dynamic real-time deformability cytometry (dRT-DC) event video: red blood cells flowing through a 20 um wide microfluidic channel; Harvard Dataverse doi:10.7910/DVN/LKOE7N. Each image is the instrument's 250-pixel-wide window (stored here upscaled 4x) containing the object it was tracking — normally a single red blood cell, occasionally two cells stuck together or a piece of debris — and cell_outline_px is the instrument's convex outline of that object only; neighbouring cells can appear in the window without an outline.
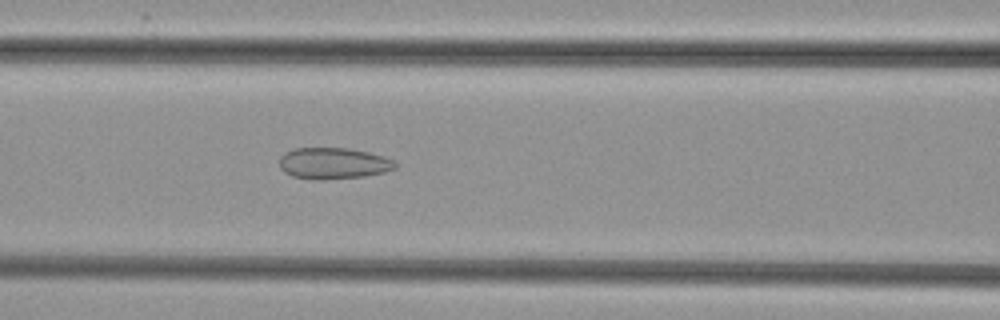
{"species": "common noctule bat (a hibernating species)", "species_latin": "Nyctalus noctula", "temperature_condition": "cold", "stored_images_in_passage": 50, "camera_frame_rate_fps": 3000, "um_per_image_px": 0.085, "animal": {"sex": "female", "body_mass_g": 29.2, "forearm_length_mm": 56.3}, "frame": {"image": 1, "passage_image": 20, "time_ms": 6.333, "image_size_px": [1000, 320], "cell_outline_px": [[396, 168], [384, 172], [364, 176], [324, 180], [308, 180], [292, 176], [284, 172], [280, 168], [280, 156], [284, 152], [292, 148], [348, 148], [368, 152], [384, 156], [392, 160], [396, 164]], "centroid_in_image_um": [28.29, 13.89], "position_along_channel_um": 138.3, "area_um2": 21.39}}
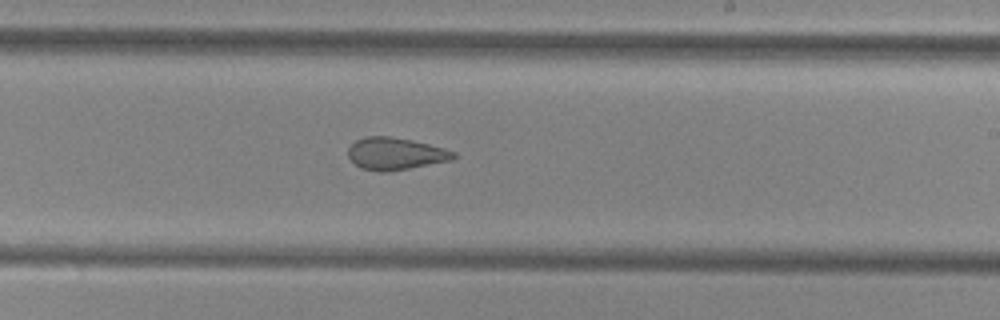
{"frame": {"image": 2, "passage_image": 29, "time_ms": 9.333, "image_size_px": [1000, 320], "cell_outline_px": [[456, 156], [452, 160], [388, 172], [380, 172], [360, 168], [348, 156], [348, 148], [356, 140], [364, 136], [388, 136], [412, 140], [444, 148], [456, 152]], "centroid_in_image_um": [33.6, 13.06], "position_along_channel_um": 255.4, "area_um2": 19.77}}
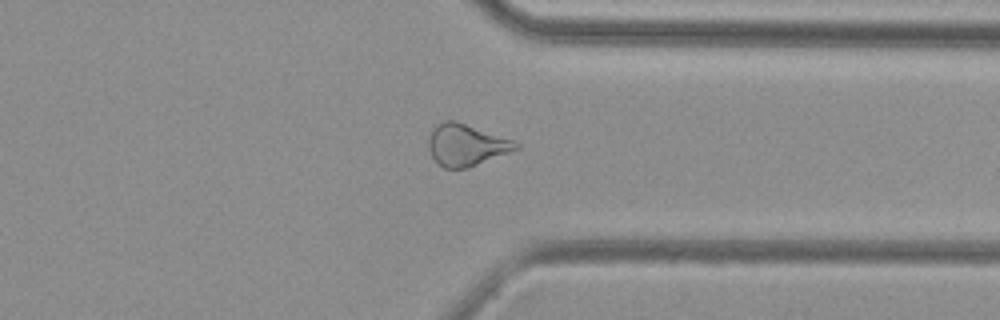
{"frame": {"image": 3, "passage_image": 38, "time_ms": 12.333, "image_size_px": [1000, 320], "cell_outline_px": [[520, 148], [468, 168], [444, 168], [432, 156], [428, 148], [428, 140], [432, 128], [436, 124], [444, 120], [456, 120], [512, 140], [520, 144]], "centroid_in_image_um": [39.61, 12.31], "position_along_channel_um": 371.8, "area_um2": 21.15}}